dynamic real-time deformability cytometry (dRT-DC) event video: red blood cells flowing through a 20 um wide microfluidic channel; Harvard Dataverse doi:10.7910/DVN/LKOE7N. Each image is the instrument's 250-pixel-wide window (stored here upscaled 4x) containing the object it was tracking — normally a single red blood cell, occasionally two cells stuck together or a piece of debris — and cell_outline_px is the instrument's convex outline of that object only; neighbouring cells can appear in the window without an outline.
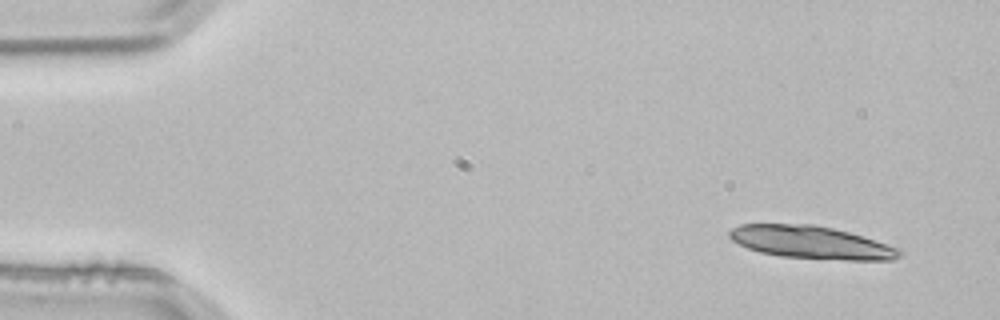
{"species": "common noctule bat (a hibernating species)", "species_latin": "Nyctalus noctula", "temperature_condition": "room temperature", "stored_images_in_passage": 3, "camera_frame_rate_fps": 3000, "um_per_image_px": 0.085, "animal": {"sex": "male", "body_mass_g": 21.5, "forearm_length_mm": 52.0}, "frame": {"image": 1, "passage_image": 1, "time_ms": 0.0, "image_size_px": [1000, 320], "cell_outline_px": [[904, 256], [892, 260], [848, 260], [780, 256], [760, 252], [748, 248], [732, 240], [728, 236], [728, 232], [732, 228], [740, 224], [812, 224], [832, 228], [848, 232], [900, 248], [904, 252]], "centroid_in_image_um": [68.98, 20.61], "position_along_channel_um": 16.0, "area_um2": 32.37}}
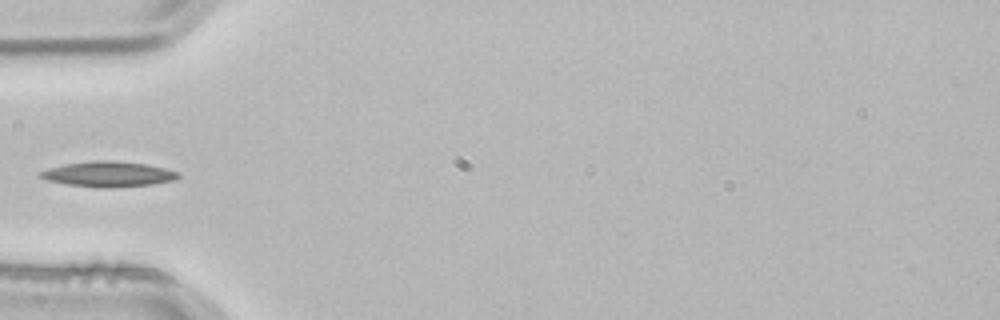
{"frame": {"image": 2, "passage_image": 3, "time_ms": 0.667, "image_size_px": [1000, 320], "cell_outline_px": [[180, 176], [176, 180], [152, 184], [112, 188], [96, 188], [68, 184], [48, 180], [36, 176], [36, 172], [48, 168], [64, 164], [92, 160], [112, 160], [148, 164], [180, 172]], "centroid_in_image_um": [9.19, 14.8], "position_along_channel_um": 75.8, "area_um2": 20.75}}